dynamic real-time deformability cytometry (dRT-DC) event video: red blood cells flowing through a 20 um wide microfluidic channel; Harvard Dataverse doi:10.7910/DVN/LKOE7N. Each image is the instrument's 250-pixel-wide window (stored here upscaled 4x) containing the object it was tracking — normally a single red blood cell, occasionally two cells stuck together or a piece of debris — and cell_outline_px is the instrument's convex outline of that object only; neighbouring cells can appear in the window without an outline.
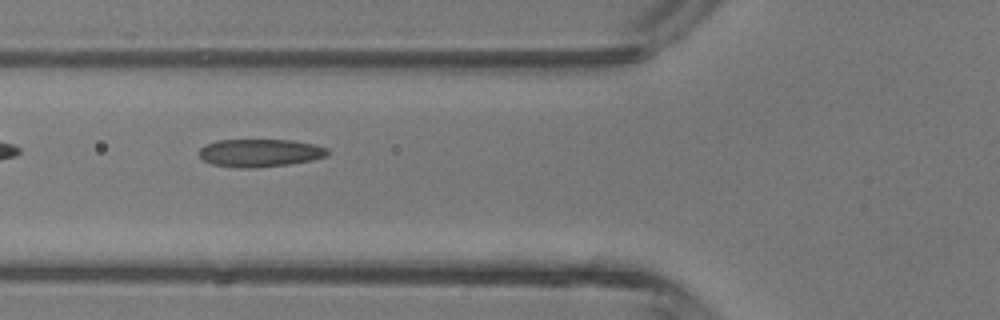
{"species": "common noctule bat (a hibernating species)", "species_latin": "Nyctalus noctula", "temperature_condition": "room temperature", "stored_images_in_passage": 4, "camera_frame_rate_fps": 3000, "um_per_image_px": 0.085, "animal": {"sex": "male", "body_mass_g": 13.3}, "frame": {"image": 1, "passage_image": 3, "time_ms": 2.333, "image_size_px": [1000, 320], "cell_outline_px": [[328, 156], [312, 160], [288, 164], [252, 168], [240, 168], [212, 164], [204, 160], [196, 152], [204, 144], [216, 140], [292, 140], [312, 144], [328, 148]], "centroid_in_image_um": [22.06, 12.99], "position_along_channel_um": 103.7, "area_um2": 20.92}}
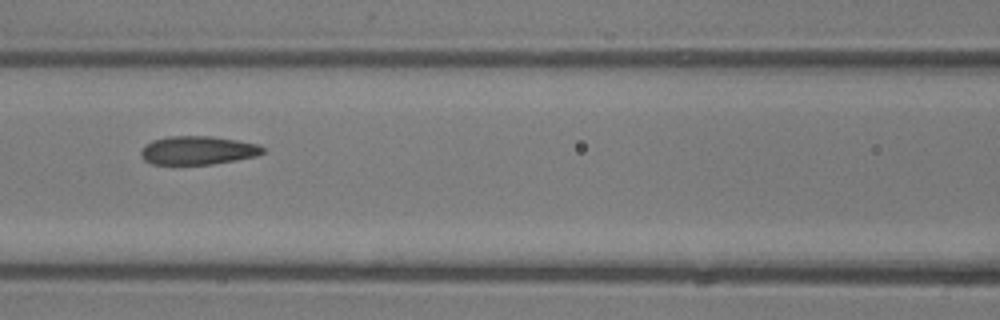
{"frame": {"image": 2, "passage_image": 4, "time_ms": 3.333, "image_size_px": [1000, 320], "cell_outline_px": [[264, 152], [256, 156], [236, 160], [212, 164], [152, 164], [144, 160], [140, 156], [140, 152], [144, 144], [152, 140], [168, 136], [212, 136], [236, 140], [256, 144], [264, 148]], "centroid_in_image_um": [16.76, 12.78], "position_along_channel_um": 149.8, "area_um2": 20.29}}